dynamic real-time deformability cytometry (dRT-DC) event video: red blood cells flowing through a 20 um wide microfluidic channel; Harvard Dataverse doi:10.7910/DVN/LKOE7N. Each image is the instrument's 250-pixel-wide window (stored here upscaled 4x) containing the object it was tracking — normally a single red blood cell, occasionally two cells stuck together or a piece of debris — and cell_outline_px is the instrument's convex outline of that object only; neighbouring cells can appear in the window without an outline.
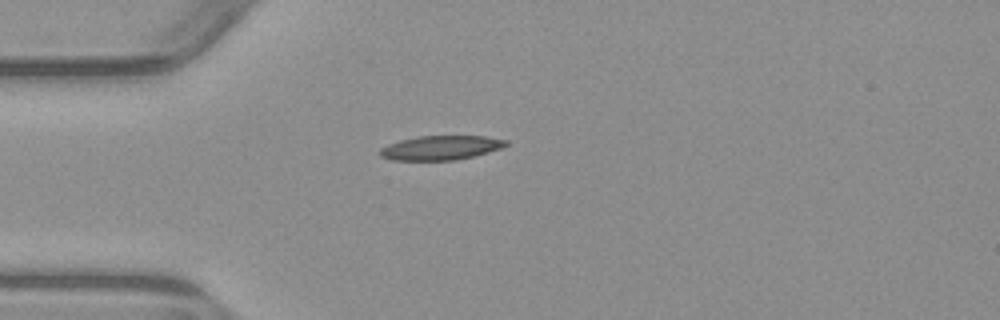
{"species": "common noctule bat (a hibernating species)", "species_latin": "Nyctalus noctula", "temperature_condition": "warm", "stored_images_in_passage": 1, "camera_frame_rate_fps": 3000, "um_per_image_px": 0.085, "animal": {"sex": "male", "body_mass_g": 23.1, "forearm_length_mm": 52.7}, "frame": {"image": 1, "passage_image": 1, "time_ms": 0.0, "image_size_px": [1000, 320], "cell_outline_px": [[508, 144], [500, 148], [488, 152], [456, 160], [392, 160], [380, 156], [380, 148], [388, 144], [400, 140], [416, 136], [484, 136], [508, 140]], "centroid_in_image_um": [37.44, 12.55], "position_along_channel_um": 47.6, "area_um2": 17.74}}